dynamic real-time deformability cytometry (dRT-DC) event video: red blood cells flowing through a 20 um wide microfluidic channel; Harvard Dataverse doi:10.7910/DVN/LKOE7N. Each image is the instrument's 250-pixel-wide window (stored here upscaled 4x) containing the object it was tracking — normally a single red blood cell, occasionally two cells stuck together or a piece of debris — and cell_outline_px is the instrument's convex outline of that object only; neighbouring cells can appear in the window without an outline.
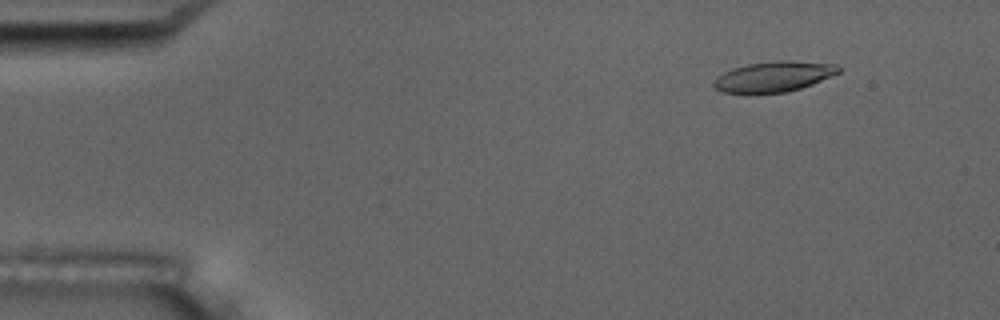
{"species": "common noctule bat (a hibernating species)", "species_latin": "Nyctalus noctula", "temperature_condition": "room temperature", "stored_images_in_passage": 54, "camera_frame_rate_fps": 3000, "um_per_image_px": 0.085, "animal": {"sex": "male", "body_mass_g": 17.5, "forearm_length_mm": 52.3}, "frame": {"image": 1, "passage_image": 6, "time_ms": 1.667, "image_size_px": [1000, 320], "cell_outline_px": [[840, 72], [832, 76], [812, 84], [788, 92], [724, 92], [716, 88], [712, 84], [716, 76], [732, 68], [748, 64], [780, 60], [792, 60], [836, 64], [840, 68]], "centroid_in_image_um": [65.79, 6.49], "position_along_channel_um": 19.2, "area_um2": 21.91}}
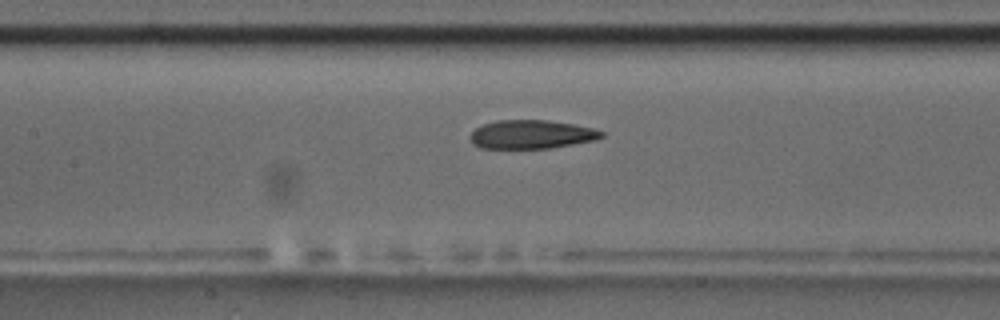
{"frame": {"image": 2, "passage_image": 25, "time_ms": 8.0, "image_size_px": [1000, 320], "cell_outline_px": [[604, 136], [596, 140], [552, 148], [480, 148], [472, 144], [468, 136], [476, 128], [484, 124], [496, 120], [548, 120], [572, 124], [592, 128], [604, 132]], "centroid_in_image_um": [45.16, 11.43], "position_along_channel_um": 162.2, "area_um2": 22.02}}
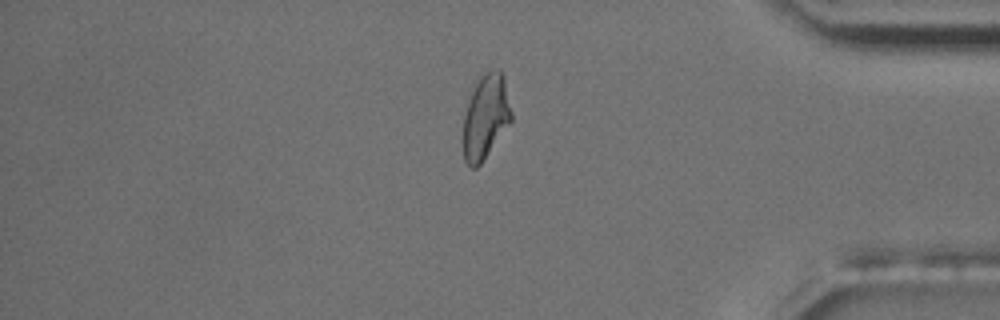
{"frame": {"image": 3, "passage_image": 46, "time_ms": 15.0, "image_size_px": [1000, 320], "cell_outline_px": [[512, 120], [480, 164], [476, 168], [472, 168], [464, 160], [460, 140], [464, 116], [472, 84], [476, 76], [484, 68], [500, 68], [504, 76], [512, 112]], "centroid_in_image_um": [41.23, 9.83], "position_along_channel_um": 394.0, "area_um2": 24.97}, "authors_computed_cell_mechanics": {"area_um2": 23.0044, "velocity_mm_per_s": 3.6944, "shape_relaxation_time_tau1_ms": null, "shape_relaxation_time_tau2_ms": 4.0493, "deformation_change_tau1": null, "deformation_change_tau2": 0.1209}}